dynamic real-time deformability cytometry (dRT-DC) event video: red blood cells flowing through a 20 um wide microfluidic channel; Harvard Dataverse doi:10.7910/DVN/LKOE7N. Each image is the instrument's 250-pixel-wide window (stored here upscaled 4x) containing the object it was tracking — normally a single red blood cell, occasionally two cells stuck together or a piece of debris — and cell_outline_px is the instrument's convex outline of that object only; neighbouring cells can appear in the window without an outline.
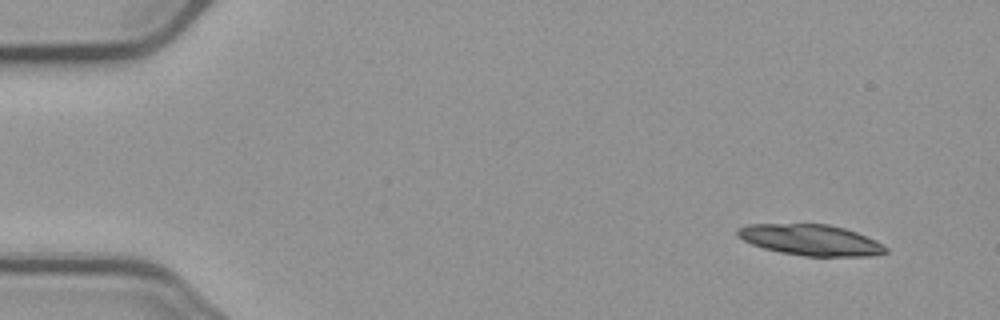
{"species": "common noctule bat (a hibernating species)", "species_latin": "Nyctalus noctula", "temperature_condition": "cold", "stored_images_in_passage": 4, "camera_frame_rate_fps": 3000, "um_per_image_px": 0.085, "animal": {"sex": "male", "body_mass_g": 23.1, "forearm_length_mm": 52.7}, "frame": {"image": 1, "passage_image": 1, "time_ms": 0.0, "image_size_px": [1000, 320], "cell_outline_px": [[888, 252], [872, 256], [804, 256], [780, 252], [764, 248], [752, 244], [736, 236], [736, 228], [748, 224], [828, 224], [844, 228], [856, 232], [876, 240], [888, 248]], "centroid_in_image_um": [68.9, 20.39], "position_along_channel_um": 16.1, "area_um2": 26.76}}